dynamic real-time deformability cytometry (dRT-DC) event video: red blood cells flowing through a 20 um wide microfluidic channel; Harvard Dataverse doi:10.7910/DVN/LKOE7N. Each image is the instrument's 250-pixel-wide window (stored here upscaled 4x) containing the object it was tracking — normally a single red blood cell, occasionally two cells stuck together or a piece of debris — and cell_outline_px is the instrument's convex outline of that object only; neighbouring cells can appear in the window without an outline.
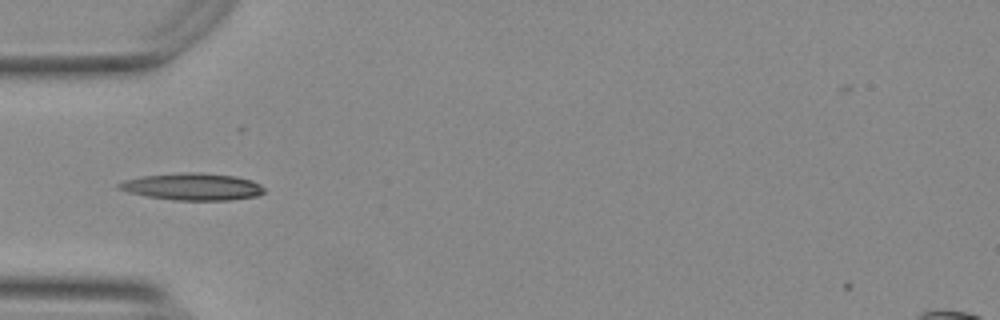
{"species": "Egyptian fruit bat (a non-hibernating species)", "species_latin": "Rousettus aegyptiacus", "temperature_condition": "warm", "stored_images_in_passage": 23, "camera_frame_rate_fps": 3000, "um_per_image_px": 0.085, "animal": {"sex": "female"}, "frame": {"image": 1, "passage_image": 2, "time_ms": 0.333, "image_size_px": [1000, 320], "cell_outline_px": [[264, 192], [256, 196], [228, 200], [176, 200], [148, 196], [128, 192], [116, 188], [116, 184], [124, 180], [144, 176], [184, 172], [200, 172], [236, 176], [252, 180], [260, 184], [264, 188]], "centroid_in_image_um": [16.36, 15.86], "position_along_channel_um": 68.6, "area_um2": 22.83}}
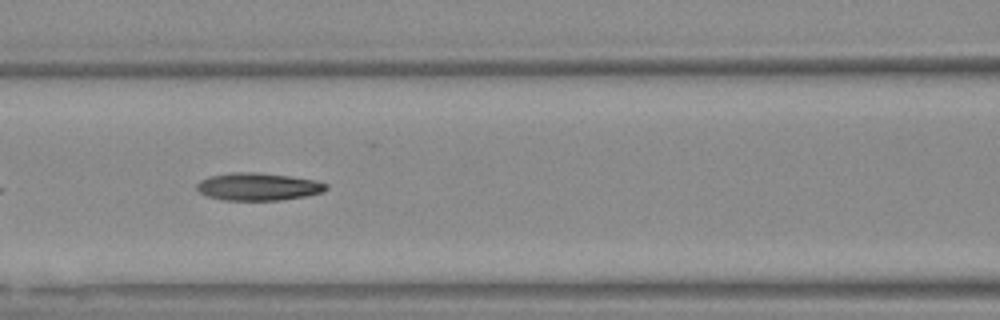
{"frame": {"image": 2, "passage_image": 8, "time_ms": 2.333, "image_size_px": [1000, 320], "cell_outline_px": [[328, 188], [324, 192], [304, 196], [280, 200], [224, 200], [208, 196], [200, 192], [196, 188], [196, 184], [200, 180], [208, 176], [236, 172], [256, 172], [288, 176], [316, 180], [328, 184]], "centroid_in_image_um": [21.94, 15.86], "position_along_channel_um": 144.7, "area_um2": 20.75}}
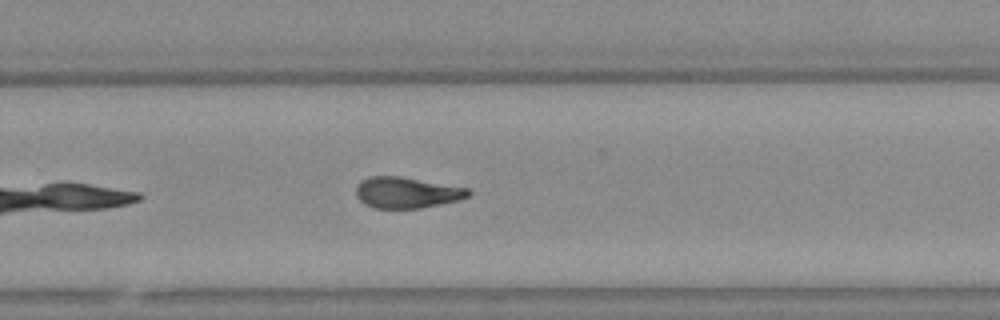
{"frame": {"image": 3, "passage_image": 20, "time_ms": 6.333, "image_size_px": [1000, 320], "cell_outline_px": [[472, 192], [468, 196], [460, 200], [420, 208], [372, 208], [364, 204], [356, 196], [356, 188], [368, 176], [400, 176], [468, 188]], "centroid_in_image_um": [34.58, 16.37], "position_along_channel_um": 295.2, "area_um2": 20.23}}